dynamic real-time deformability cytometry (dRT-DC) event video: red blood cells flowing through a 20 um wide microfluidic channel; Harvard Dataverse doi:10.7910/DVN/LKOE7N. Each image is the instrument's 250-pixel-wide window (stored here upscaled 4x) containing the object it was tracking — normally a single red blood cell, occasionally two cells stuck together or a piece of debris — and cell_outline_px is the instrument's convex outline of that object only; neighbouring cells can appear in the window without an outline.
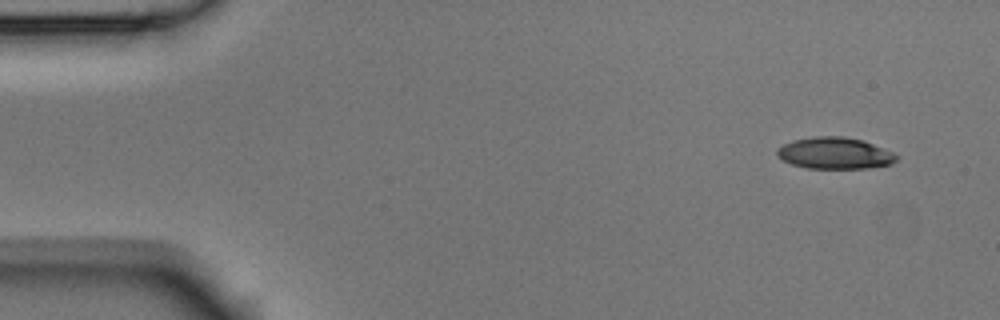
{"species": "Egyptian fruit bat (a non-hibernating species)", "species_latin": "Rousettus aegyptiacus", "temperature_condition": "room temperature", "stored_images_in_passage": 4, "camera_frame_rate_fps": 3000, "um_per_image_px": 0.085, "animal": {"sex": "male"}, "frame": {"image": 1, "passage_image": 1, "time_ms": 0.0, "image_size_px": [1000, 320], "cell_outline_px": [[900, 156], [892, 164], [868, 168], [808, 168], [792, 164], [776, 156], [776, 152], [784, 144], [792, 140], [816, 136], [844, 136], [864, 140], [892, 152]], "centroid_in_image_um": [70.98, 13.01], "position_along_channel_um": 14.0, "area_um2": 21.96}}
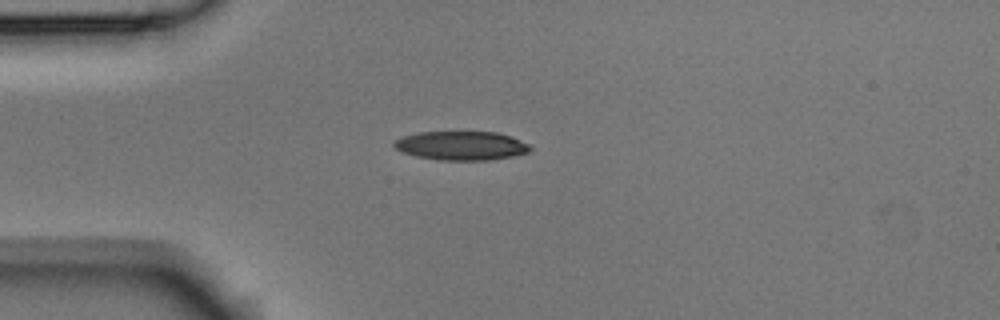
{"frame": {"image": 2, "passage_image": 4, "time_ms": 1.0, "image_size_px": [1000, 320], "cell_outline_px": [[532, 148], [528, 152], [512, 156], [488, 160], [436, 160], [416, 156], [400, 152], [392, 144], [400, 136], [420, 132], [496, 132], [508, 136], [528, 144]], "centroid_in_image_um": [39.14, 12.38], "position_along_channel_um": 45.9, "area_um2": 22.83}}